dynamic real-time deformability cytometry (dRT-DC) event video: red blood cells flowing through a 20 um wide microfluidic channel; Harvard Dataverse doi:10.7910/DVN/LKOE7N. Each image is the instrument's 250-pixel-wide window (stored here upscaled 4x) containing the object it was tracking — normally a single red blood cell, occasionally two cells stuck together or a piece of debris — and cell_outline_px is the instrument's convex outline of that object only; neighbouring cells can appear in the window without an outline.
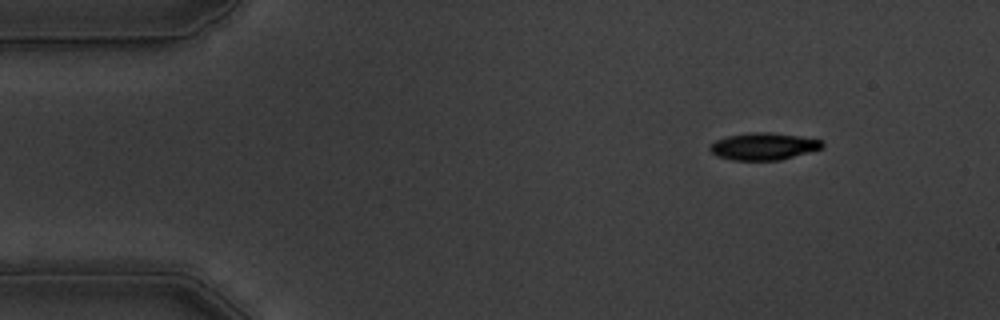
{"species": "common noctule bat (a hibernating species)", "species_latin": "Nyctalus noctula", "temperature_condition": "warm", "stored_images_in_passage": 51, "camera_frame_rate_fps": 3000, "um_per_image_px": 0.085, "animal": {"sex": "male", "body_mass_g": 19.5, "forearm_length_mm": 54.6}, "frame": {"image": 1, "passage_image": 1, "time_ms": 0.0, "image_size_px": [1000, 320], "cell_outline_px": [[824, 148], [780, 160], [732, 160], [716, 156], [708, 148], [716, 140], [728, 136], [748, 132], [772, 132], [800, 136], [824, 140]], "centroid_in_image_um": [64.94, 12.43], "position_along_channel_um": 20.1, "area_um2": 17.92}}
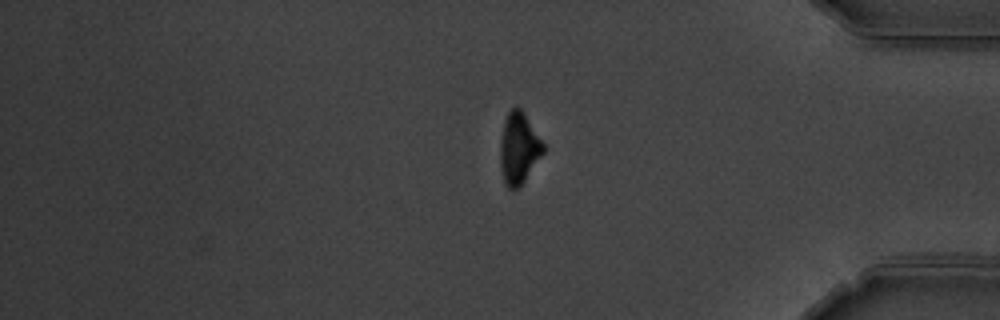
{"frame": {"image": 2, "passage_image": 41, "time_ms": 13.333, "image_size_px": [1000, 320], "cell_outline_px": [[544, 152], [524, 180], [516, 188], [508, 188], [504, 180], [500, 168], [500, 140], [504, 120], [508, 112], [512, 108], [520, 108], [524, 112], [544, 144]], "centroid_in_image_um": [44.08, 12.57], "position_along_channel_um": 391.1, "area_um2": 17.63}}
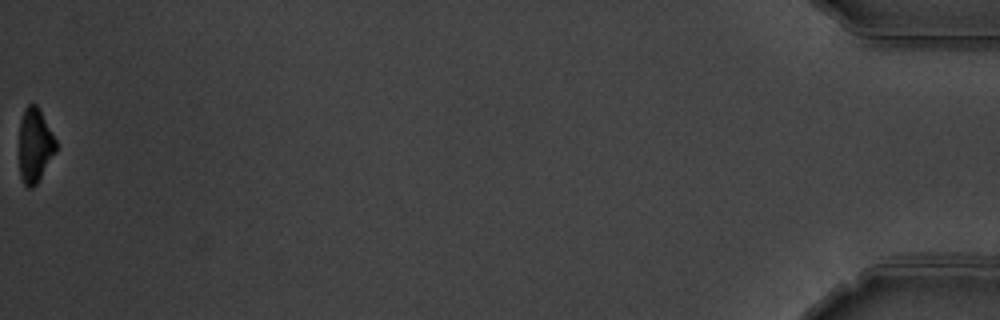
{"frame": {"image": 3, "passage_image": 51, "time_ms": 16.667, "image_size_px": [1000, 320], "cell_outline_px": [[56, 152], [36, 184], [32, 188], [28, 188], [24, 184], [20, 176], [20, 120], [24, 108], [28, 104], [36, 104], [40, 108], [56, 140]], "centroid_in_image_um": [2.97, 12.33], "position_along_channel_um": 432.2, "area_um2": 15.9}, "authors_computed_cell_mechanics": {"area_um2": 18.5538, "velocity_mm_per_s": 3.5627, "shape_relaxation_time_tau1_ms": 2.4017, "shape_relaxation_time_tau2_ms": null, "deformation_change_tau1": 0.1448, "deformation_change_tau2": null}}